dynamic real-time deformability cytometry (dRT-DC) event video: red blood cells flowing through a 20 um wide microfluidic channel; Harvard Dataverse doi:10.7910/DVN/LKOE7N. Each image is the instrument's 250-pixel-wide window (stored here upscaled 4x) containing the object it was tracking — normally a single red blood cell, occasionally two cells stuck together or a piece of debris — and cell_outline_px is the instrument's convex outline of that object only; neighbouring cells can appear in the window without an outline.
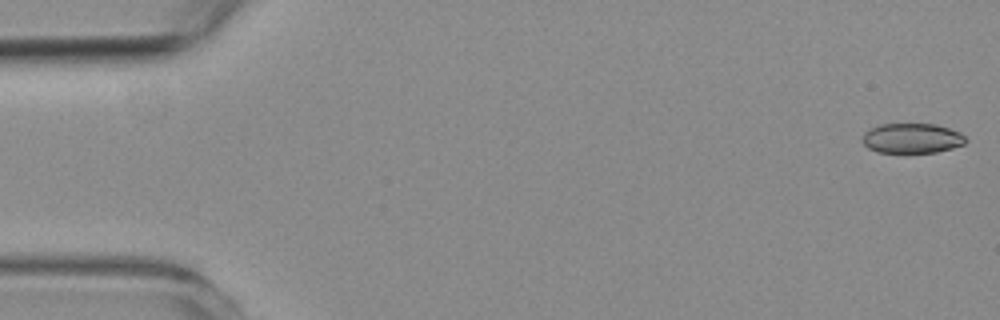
{"species": "common noctule bat (a hibernating species)", "species_latin": "Nyctalus noctula", "temperature_condition": "room temperature", "stored_images_in_passage": 57, "camera_frame_rate_fps": 3000, "um_per_image_px": 0.085, "animal": {"sex": "female", "body_mass_g": 19.3, "forearm_length_mm": 54.1}, "frame": {"image": 1, "passage_image": 1, "time_ms": 0.0, "image_size_px": [1000, 320], "cell_outline_px": [[968, 140], [964, 144], [952, 148], [936, 152], [876, 152], [868, 148], [860, 140], [864, 132], [868, 128], [880, 124], [936, 124], [960, 132]], "centroid_in_image_um": [77.48, 11.74], "position_along_channel_um": 7.5, "area_um2": 18.15}}
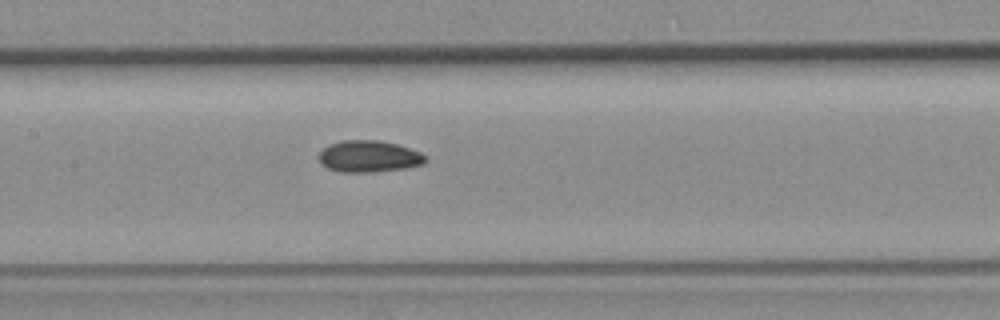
{"frame": {"image": 2, "passage_image": 27, "time_ms": 8.667, "image_size_px": [1000, 320], "cell_outline_px": [[428, 160], [424, 164], [408, 168], [372, 172], [340, 172], [328, 168], [320, 164], [320, 152], [328, 144], [344, 140], [380, 140], [396, 144], [420, 152]], "centroid_in_image_um": [31.36, 13.3], "position_along_channel_um": 176.0, "area_um2": 19.71}}
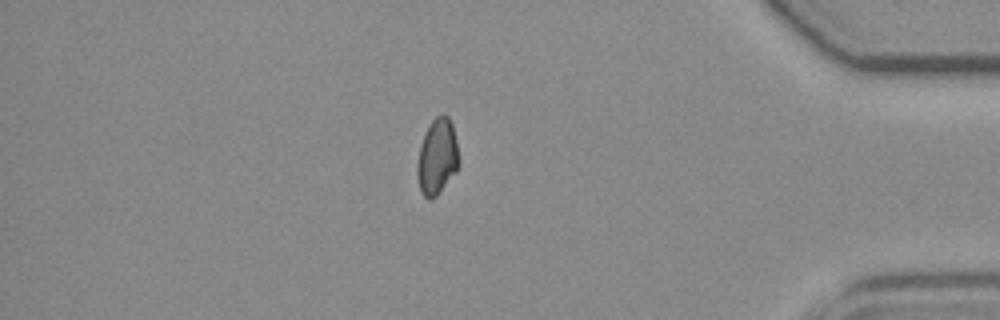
{"frame": {"image": 3, "passage_image": 49, "time_ms": 16.0, "image_size_px": [1000, 320], "cell_outline_px": [[460, 160], [456, 172], [436, 196], [428, 200], [420, 192], [416, 172], [416, 168], [420, 144], [428, 124], [436, 116], [448, 116], [452, 124], [456, 140]], "centroid_in_image_um": [37.15, 13.34], "position_along_channel_um": 398.1, "area_um2": 18.55}}